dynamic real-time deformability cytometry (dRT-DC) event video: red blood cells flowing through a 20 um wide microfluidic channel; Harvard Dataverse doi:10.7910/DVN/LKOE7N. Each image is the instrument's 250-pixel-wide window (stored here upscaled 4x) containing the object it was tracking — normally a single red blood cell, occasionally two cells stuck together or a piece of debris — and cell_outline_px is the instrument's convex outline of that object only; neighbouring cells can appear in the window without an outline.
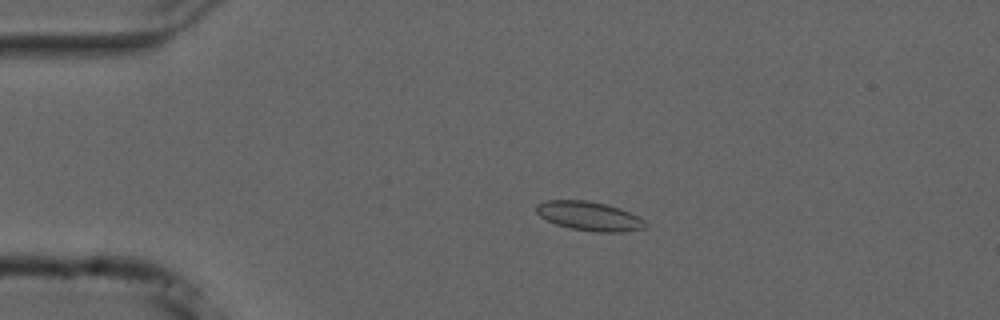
{"species": "common noctule bat (a hibernating species)", "species_latin": "Nyctalus noctula", "temperature_condition": "cold", "stored_images_in_passage": 55, "camera_frame_rate_fps": 3000, "um_per_image_px": 0.085, "animal": {"sex": "male", "forearm_length_mm": 52.5}, "frame": {"image": 1, "passage_image": 12, "time_ms": 3.667, "image_size_px": [1000, 320], "cell_outline_px": [[648, 224], [644, 228], [620, 232], [592, 232], [572, 228], [556, 224], [540, 216], [536, 212], [536, 204], [544, 200], [588, 200], [608, 204], [620, 208], [640, 216]], "centroid_in_image_um": [50.11, 18.35], "position_along_channel_um": 34.9, "area_um2": 18.67}}
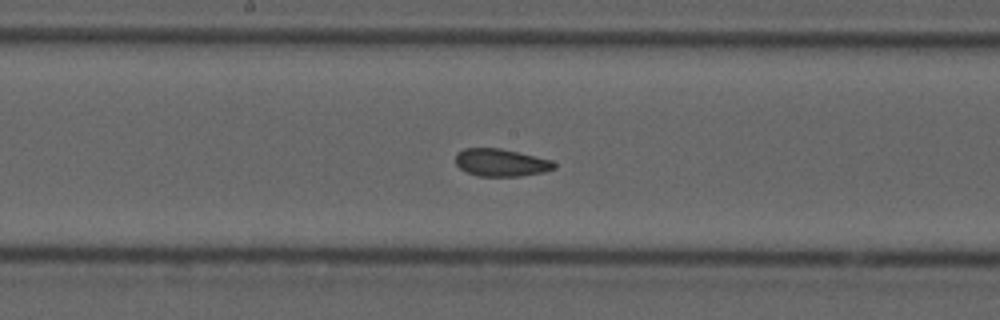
{"frame": {"image": 2, "passage_image": 29, "time_ms": 9.333, "image_size_px": [1000, 320], "cell_outline_px": [[556, 168], [544, 172], [520, 176], [476, 176], [460, 168], [456, 164], [456, 152], [464, 148], [500, 148], [552, 160], [556, 164]], "centroid_in_image_um": [42.58, 13.82], "position_along_channel_um": 205.6, "area_um2": 15.84}}
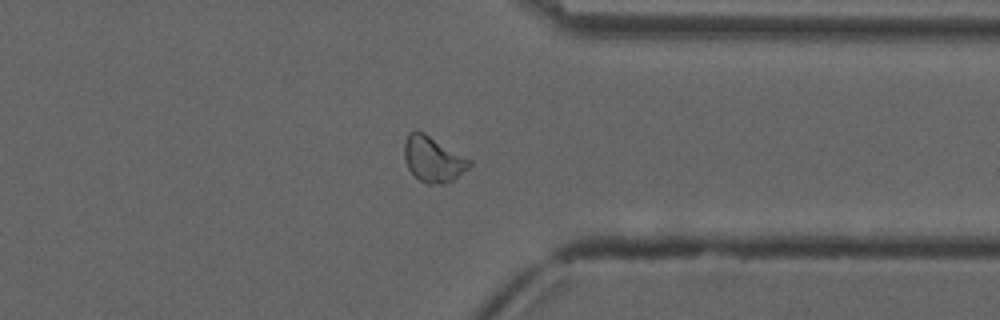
{"frame": {"image": 3, "passage_image": 43, "time_ms": 14.0, "image_size_px": [1000, 320], "cell_outline_px": [[472, 164], [468, 168], [452, 180], [444, 184], [428, 184], [420, 180], [408, 168], [404, 156], [404, 140], [408, 132], [424, 132], [472, 160]], "centroid_in_image_um": [36.81, 13.52], "position_along_channel_um": 374.6, "area_um2": 17.17}, "authors_computed_cell_mechanics": {"area_um2": 17.2244, "velocity_mm_per_s": 3.7085, "shape_relaxation_time_tau1_ms": null, "shape_relaxation_time_tau2_ms": 1.4962, "deformation_change_tau1": null, "deformation_change_tau2": 0.0608}}